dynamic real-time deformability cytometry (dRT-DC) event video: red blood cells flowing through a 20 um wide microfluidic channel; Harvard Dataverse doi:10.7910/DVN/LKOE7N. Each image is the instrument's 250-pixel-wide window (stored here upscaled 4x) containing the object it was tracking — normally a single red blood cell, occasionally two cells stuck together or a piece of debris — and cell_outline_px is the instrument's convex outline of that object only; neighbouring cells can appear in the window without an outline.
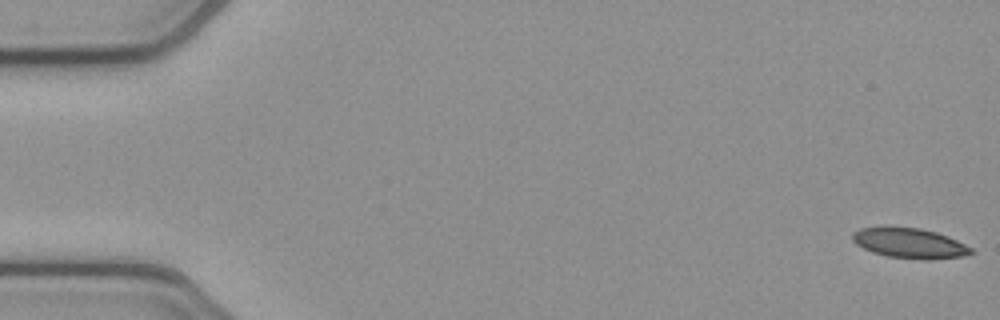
{"species": "common noctule bat (a hibernating species)", "species_latin": "Nyctalus noctula", "temperature_condition": "cold", "stored_images_in_passage": 53, "camera_frame_rate_fps": 3000, "um_per_image_px": 0.085, "animal": {"sex": "female", "body_mass_g": 21.9}, "frame": {"image": 1, "passage_image": 1, "time_ms": 0.0, "image_size_px": [1000, 320], "cell_outline_px": [[976, 252], [960, 256], [928, 260], [888, 256], [872, 252], [856, 244], [852, 240], [852, 232], [860, 228], [884, 224], [888, 224], [920, 228], [936, 232], [948, 236], [972, 248]], "centroid_in_image_um": [77.25, 20.62], "position_along_channel_um": 7.8, "area_um2": 21.33}}
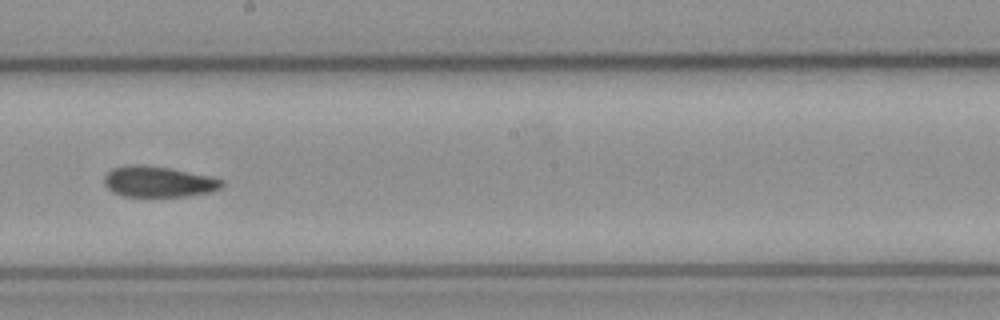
{"frame": {"image": 2, "passage_image": 30, "time_ms": 9.667, "image_size_px": [1000, 320], "cell_outline_px": [[224, 184], [220, 188], [212, 192], [184, 196], [124, 196], [112, 192], [104, 184], [104, 176], [112, 168], [124, 164], [144, 164], [172, 168], [212, 176], [224, 180]], "centroid_in_image_um": [13.47, 15.42], "position_along_channel_um": 234.7, "area_um2": 21.5}}
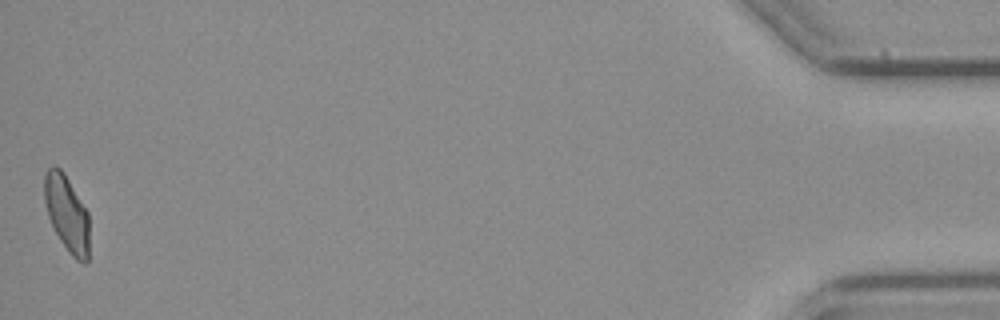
{"frame": {"image": 3, "passage_image": 53, "time_ms": 17.333, "image_size_px": [1000, 320], "cell_outline_px": [[88, 260], [84, 264], [76, 260], [68, 252], [60, 240], [48, 216], [44, 200], [44, 172], [52, 164], [56, 164], [64, 172], [88, 212]], "centroid_in_image_um": [5.66, 18.11], "position_along_channel_um": 429.5, "area_um2": 20.06}, "authors_computed_cell_mechanics": {"area_um2": 21.386, "velocity_mm_per_s": 3.8541, "shape_relaxation_time_tau1_ms": null, "shape_relaxation_time_tau2_ms": 9.8584, "deformation_change_tau1": null, "deformation_change_tau2": 0.166}}